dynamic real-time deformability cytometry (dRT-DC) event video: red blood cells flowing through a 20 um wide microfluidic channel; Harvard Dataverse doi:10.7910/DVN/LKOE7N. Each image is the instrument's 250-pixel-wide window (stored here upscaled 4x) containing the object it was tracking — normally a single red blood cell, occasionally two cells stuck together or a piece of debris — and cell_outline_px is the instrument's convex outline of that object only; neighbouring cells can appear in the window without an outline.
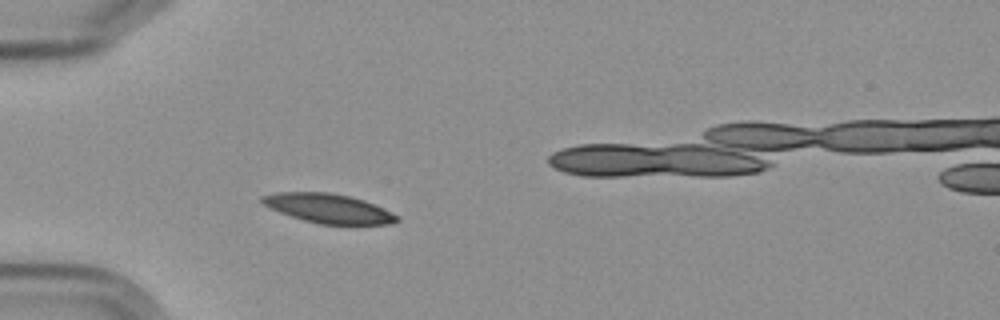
{"species": "Egyptian fruit bat (a non-hibernating species)", "species_latin": "Rousettus aegyptiacus", "temperature_condition": "cold", "stored_images_in_passage": 3, "camera_frame_rate_fps": 3000, "um_per_image_px": 0.085, "frame": {"image": 1, "passage_image": 3, "time_ms": 2.333, "image_size_px": [1000, 320], "cell_outline_px": [[400, 220], [392, 224], [320, 224], [304, 220], [268, 208], [260, 200], [260, 196], [276, 192], [328, 192], [348, 196], [364, 200], [400, 216]], "centroid_in_image_um": [27.91, 17.71], "position_along_channel_um": 57.1, "area_um2": 22.89}}